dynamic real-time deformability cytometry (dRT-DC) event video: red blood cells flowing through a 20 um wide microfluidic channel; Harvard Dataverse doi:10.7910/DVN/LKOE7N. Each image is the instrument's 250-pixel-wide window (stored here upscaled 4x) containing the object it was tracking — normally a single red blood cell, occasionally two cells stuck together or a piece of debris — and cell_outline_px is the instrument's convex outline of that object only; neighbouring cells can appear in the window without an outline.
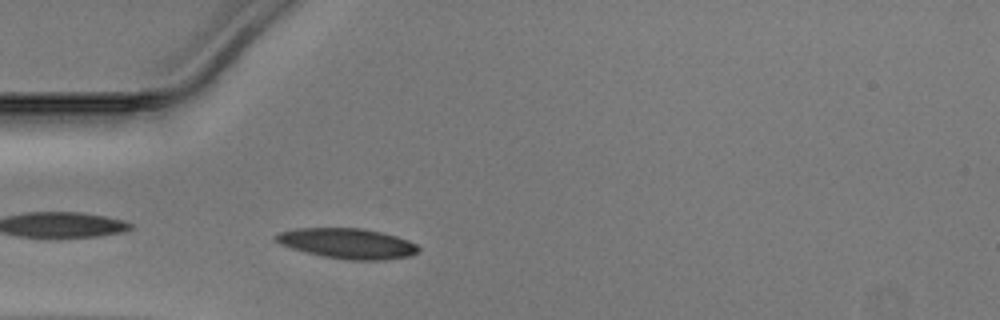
{"species": "Egyptian fruit bat (a non-hibernating species)", "species_latin": "Rousettus aegyptiacus", "temperature_condition": "warm", "stored_images_in_passage": 35, "camera_frame_rate_fps": 3000, "um_per_image_px": 0.085, "animal": {"sex": "male"}, "frame": {"image": 1, "passage_image": 2, "time_ms": 0.333, "image_size_px": [1000, 320], "cell_outline_px": [[420, 252], [408, 256], [384, 260], [348, 260], [324, 256], [292, 248], [280, 244], [272, 236], [280, 232], [296, 228], [364, 228], [384, 232], [408, 240], [416, 244], [420, 248]], "centroid_in_image_um": [29.57, 20.68], "position_along_channel_um": 55.4, "area_um2": 25.2}}
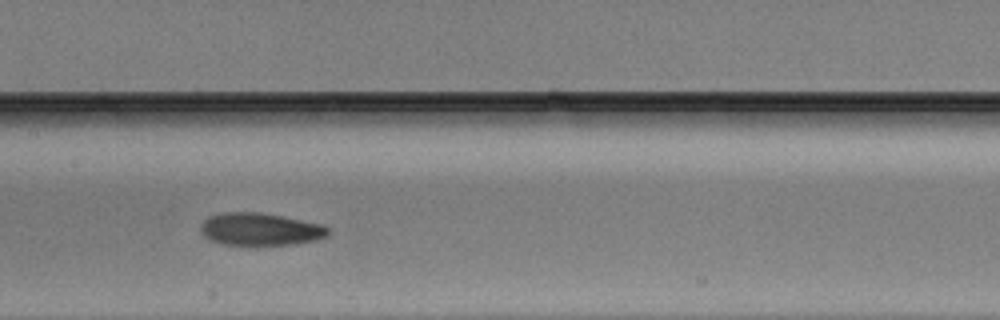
{"frame": {"image": 2, "passage_image": 12, "time_ms": 3.667, "image_size_px": [1000, 320], "cell_outline_px": [[332, 232], [328, 236], [316, 240], [292, 244], [256, 248], [224, 244], [208, 240], [200, 232], [200, 224], [208, 216], [220, 212], [260, 212], [320, 224], [328, 228]], "centroid_in_image_um": [22.07, 19.53], "position_along_channel_um": 185.3, "area_um2": 25.09}}
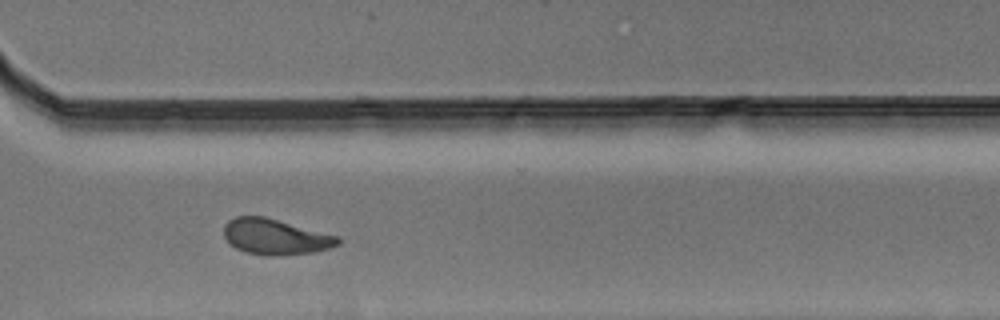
{"frame": {"image": 3, "passage_image": 24, "time_ms": 7.667, "image_size_px": [1000, 320], "cell_outline_px": [[340, 244], [332, 248], [316, 252], [244, 252], [236, 248], [224, 236], [224, 224], [228, 220], [236, 216], [264, 216], [340, 236]], "centroid_in_image_um": [23.44, 20.06], "position_along_channel_um": 347.2, "area_um2": 22.83}}